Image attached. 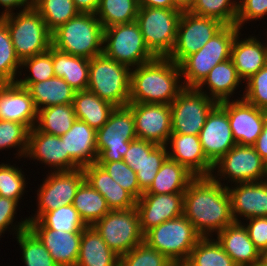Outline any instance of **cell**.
Returning a JSON list of instances; mask_svg holds the SVG:
<instances>
[{"label":"cell","instance_id":"obj_1","mask_svg":"<svg viewBox=\"0 0 267 266\" xmlns=\"http://www.w3.org/2000/svg\"><path fill=\"white\" fill-rule=\"evenodd\" d=\"M183 215L201 237H215L234 222L227 187L212 177H195L184 192Z\"/></svg>","mask_w":267,"mask_h":266},{"label":"cell","instance_id":"obj_2","mask_svg":"<svg viewBox=\"0 0 267 266\" xmlns=\"http://www.w3.org/2000/svg\"><path fill=\"white\" fill-rule=\"evenodd\" d=\"M184 88L178 64L168 57L131 69L129 103L170 105Z\"/></svg>","mask_w":267,"mask_h":266},{"label":"cell","instance_id":"obj_3","mask_svg":"<svg viewBox=\"0 0 267 266\" xmlns=\"http://www.w3.org/2000/svg\"><path fill=\"white\" fill-rule=\"evenodd\" d=\"M103 40L104 28L92 13H80L52 33L54 48L87 59L103 53Z\"/></svg>","mask_w":267,"mask_h":266},{"label":"cell","instance_id":"obj_4","mask_svg":"<svg viewBox=\"0 0 267 266\" xmlns=\"http://www.w3.org/2000/svg\"><path fill=\"white\" fill-rule=\"evenodd\" d=\"M0 18L8 27L16 56L20 61L46 52L52 46V33L33 6Z\"/></svg>","mask_w":267,"mask_h":266},{"label":"cell","instance_id":"obj_5","mask_svg":"<svg viewBox=\"0 0 267 266\" xmlns=\"http://www.w3.org/2000/svg\"><path fill=\"white\" fill-rule=\"evenodd\" d=\"M240 31L236 25H225L199 51L186 57L179 64L183 86L197 87L215 65L230 59Z\"/></svg>","mask_w":267,"mask_h":266},{"label":"cell","instance_id":"obj_6","mask_svg":"<svg viewBox=\"0 0 267 266\" xmlns=\"http://www.w3.org/2000/svg\"><path fill=\"white\" fill-rule=\"evenodd\" d=\"M131 69L104 53L90 59L87 89L115 107L129 104Z\"/></svg>","mask_w":267,"mask_h":266},{"label":"cell","instance_id":"obj_7","mask_svg":"<svg viewBox=\"0 0 267 266\" xmlns=\"http://www.w3.org/2000/svg\"><path fill=\"white\" fill-rule=\"evenodd\" d=\"M201 238L184 215L167 220L144 234V242L173 263H185Z\"/></svg>","mask_w":267,"mask_h":266},{"label":"cell","instance_id":"obj_8","mask_svg":"<svg viewBox=\"0 0 267 266\" xmlns=\"http://www.w3.org/2000/svg\"><path fill=\"white\" fill-rule=\"evenodd\" d=\"M181 14L172 8L139 7L136 22L145 44L156 57H168L174 49Z\"/></svg>","mask_w":267,"mask_h":266},{"label":"cell","instance_id":"obj_9","mask_svg":"<svg viewBox=\"0 0 267 266\" xmlns=\"http://www.w3.org/2000/svg\"><path fill=\"white\" fill-rule=\"evenodd\" d=\"M103 53L130 69L156 58L145 44L136 21L104 28Z\"/></svg>","mask_w":267,"mask_h":266},{"label":"cell","instance_id":"obj_10","mask_svg":"<svg viewBox=\"0 0 267 266\" xmlns=\"http://www.w3.org/2000/svg\"><path fill=\"white\" fill-rule=\"evenodd\" d=\"M211 177L225 187L267 180V163L253 146L236 144L214 164Z\"/></svg>","mask_w":267,"mask_h":266},{"label":"cell","instance_id":"obj_11","mask_svg":"<svg viewBox=\"0 0 267 266\" xmlns=\"http://www.w3.org/2000/svg\"><path fill=\"white\" fill-rule=\"evenodd\" d=\"M134 117L128 106L115 107L108 121L97 130L96 162L122 161L130 141L136 140Z\"/></svg>","mask_w":267,"mask_h":266},{"label":"cell","instance_id":"obj_12","mask_svg":"<svg viewBox=\"0 0 267 266\" xmlns=\"http://www.w3.org/2000/svg\"><path fill=\"white\" fill-rule=\"evenodd\" d=\"M44 173L46 176L35 192L37 209L34 208V214L27 216L28 220H38L45 212L73 204L79 186L85 181L83 168Z\"/></svg>","mask_w":267,"mask_h":266},{"label":"cell","instance_id":"obj_13","mask_svg":"<svg viewBox=\"0 0 267 266\" xmlns=\"http://www.w3.org/2000/svg\"><path fill=\"white\" fill-rule=\"evenodd\" d=\"M93 227L107 246L121 256L144 241L136 207L128 210H111Z\"/></svg>","mask_w":267,"mask_h":266},{"label":"cell","instance_id":"obj_14","mask_svg":"<svg viewBox=\"0 0 267 266\" xmlns=\"http://www.w3.org/2000/svg\"><path fill=\"white\" fill-rule=\"evenodd\" d=\"M217 101L196 87H184L171 102L172 133L199 135Z\"/></svg>","mask_w":267,"mask_h":266},{"label":"cell","instance_id":"obj_15","mask_svg":"<svg viewBox=\"0 0 267 266\" xmlns=\"http://www.w3.org/2000/svg\"><path fill=\"white\" fill-rule=\"evenodd\" d=\"M225 25L217 19L182 12L174 49L168 56L176 64L200 50Z\"/></svg>","mask_w":267,"mask_h":266},{"label":"cell","instance_id":"obj_16","mask_svg":"<svg viewBox=\"0 0 267 266\" xmlns=\"http://www.w3.org/2000/svg\"><path fill=\"white\" fill-rule=\"evenodd\" d=\"M137 139L166 145L172 134L171 107L157 103H129Z\"/></svg>","mask_w":267,"mask_h":266},{"label":"cell","instance_id":"obj_17","mask_svg":"<svg viewBox=\"0 0 267 266\" xmlns=\"http://www.w3.org/2000/svg\"><path fill=\"white\" fill-rule=\"evenodd\" d=\"M218 104L227 112L235 142L253 146L263 130L267 111L255 107L243 98L225 100Z\"/></svg>","mask_w":267,"mask_h":266},{"label":"cell","instance_id":"obj_18","mask_svg":"<svg viewBox=\"0 0 267 266\" xmlns=\"http://www.w3.org/2000/svg\"><path fill=\"white\" fill-rule=\"evenodd\" d=\"M198 136L204 154L213 165L237 144L233 138L227 112L219 104L208 114Z\"/></svg>","mask_w":267,"mask_h":266},{"label":"cell","instance_id":"obj_19","mask_svg":"<svg viewBox=\"0 0 267 266\" xmlns=\"http://www.w3.org/2000/svg\"><path fill=\"white\" fill-rule=\"evenodd\" d=\"M183 205L184 193L142 194L136 203L141 232L182 216Z\"/></svg>","mask_w":267,"mask_h":266},{"label":"cell","instance_id":"obj_20","mask_svg":"<svg viewBox=\"0 0 267 266\" xmlns=\"http://www.w3.org/2000/svg\"><path fill=\"white\" fill-rule=\"evenodd\" d=\"M231 213L234 222L267 217V180L229 185Z\"/></svg>","mask_w":267,"mask_h":266},{"label":"cell","instance_id":"obj_21","mask_svg":"<svg viewBox=\"0 0 267 266\" xmlns=\"http://www.w3.org/2000/svg\"><path fill=\"white\" fill-rule=\"evenodd\" d=\"M28 228L48 249L58 266H76L82 232L55 231L39 220H29Z\"/></svg>","mask_w":267,"mask_h":266},{"label":"cell","instance_id":"obj_22","mask_svg":"<svg viewBox=\"0 0 267 266\" xmlns=\"http://www.w3.org/2000/svg\"><path fill=\"white\" fill-rule=\"evenodd\" d=\"M25 160H33L35 165L39 162V165L49 168L46 172L68 171V153H65L64 142L60 136L38 131L35 127L29 131L28 147L23 162Z\"/></svg>","mask_w":267,"mask_h":266},{"label":"cell","instance_id":"obj_23","mask_svg":"<svg viewBox=\"0 0 267 266\" xmlns=\"http://www.w3.org/2000/svg\"><path fill=\"white\" fill-rule=\"evenodd\" d=\"M166 147L168 158L183 165L195 177H211L214 165L204 154L198 135L172 133Z\"/></svg>","mask_w":267,"mask_h":266},{"label":"cell","instance_id":"obj_24","mask_svg":"<svg viewBox=\"0 0 267 266\" xmlns=\"http://www.w3.org/2000/svg\"><path fill=\"white\" fill-rule=\"evenodd\" d=\"M96 136V129L78 119L64 135L60 136L64 142L65 153H68V170L96 163L98 157Z\"/></svg>","mask_w":267,"mask_h":266},{"label":"cell","instance_id":"obj_25","mask_svg":"<svg viewBox=\"0 0 267 266\" xmlns=\"http://www.w3.org/2000/svg\"><path fill=\"white\" fill-rule=\"evenodd\" d=\"M244 35L247 36L244 37L241 30L231 48V60L243 82L267 64V32L265 40L261 36L257 38L253 33Z\"/></svg>","mask_w":267,"mask_h":266},{"label":"cell","instance_id":"obj_26","mask_svg":"<svg viewBox=\"0 0 267 266\" xmlns=\"http://www.w3.org/2000/svg\"><path fill=\"white\" fill-rule=\"evenodd\" d=\"M38 110L29 91L17 83L0 85V119L35 127Z\"/></svg>","mask_w":267,"mask_h":266},{"label":"cell","instance_id":"obj_27","mask_svg":"<svg viewBox=\"0 0 267 266\" xmlns=\"http://www.w3.org/2000/svg\"><path fill=\"white\" fill-rule=\"evenodd\" d=\"M243 84L230 58L215 65L196 88L219 103L231 98L236 99L234 97L242 98L243 95L240 92L244 90L240 89L244 88ZM237 93L240 97L236 96Z\"/></svg>","mask_w":267,"mask_h":266},{"label":"cell","instance_id":"obj_28","mask_svg":"<svg viewBox=\"0 0 267 266\" xmlns=\"http://www.w3.org/2000/svg\"><path fill=\"white\" fill-rule=\"evenodd\" d=\"M215 238L238 266H256L262 258L242 222L226 226Z\"/></svg>","mask_w":267,"mask_h":266},{"label":"cell","instance_id":"obj_29","mask_svg":"<svg viewBox=\"0 0 267 266\" xmlns=\"http://www.w3.org/2000/svg\"><path fill=\"white\" fill-rule=\"evenodd\" d=\"M85 180L107 201L110 210H128L136 207L137 200L97 163L83 168Z\"/></svg>","mask_w":267,"mask_h":266},{"label":"cell","instance_id":"obj_30","mask_svg":"<svg viewBox=\"0 0 267 266\" xmlns=\"http://www.w3.org/2000/svg\"><path fill=\"white\" fill-rule=\"evenodd\" d=\"M26 88L37 110L59 104H73L75 90L60 77L34 83H17Z\"/></svg>","mask_w":267,"mask_h":266},{"label":"cell","instance_id":"obj_31","mask_svg":"<svg viewBox=\"0 0 267 266\" xmlns=\"http://www.w3.org/2000/svg\"><path fill=\"white\" fill-rule=\"evenodd\" d=\"M119 257L93 226L82 230L76 266H119Z\"/></svg>","mask_w":267,"mask_h":266},{"label":"cell","instance_id":"obj_32","mask_svg":"<svg viewBox=\"0 0 267 266\" xmlns=\"http://www.w3.org/2000/svg\"><path fill=\"white\" fill-rule=\"evenodd\" d=\"M90 59L74 56L53 47L55 77L63 78L75 91L87 90Z\"/></svg>","mask_w":267,"mask_h":266},{"label":"cell","instance_id":"obj_33","mask_svg":"<svg viewBox=\"0 0 267 266\" xmlns=\"http://www.w3.org/2000/svg\"><path fill=\"white\" fill-rule=\"evenodd\" d=\"M76 118L98 130L108 121L115 106L87 90L76 91L73 99Z\"/></svg>","mask_w":267,"mask_h":266},{"label":"cell","instance_id":"obj_34","mask_svg":"<svg viewBox=\"0 0 267 266\" xmlns=\"http://www.w3.org/2000/svg\"><path fill=\"white\" fill-rule=\"evenodd\" d=\"M195 178L183 165L167 158L158 170L149 189L143 194L184 193Z\"/></svg>","mask_w":267,"mask_h":266},{"label":"cell","instance_id":"obj_35","mask_svg":"<svg viewBox=\"0 0 267 266\" xmlns=\"http://www.w3.org/2000/svg\"><path fill=\"white\" fill-rule=\"evenodd\" d=\"M81 219L87 226H93L110 210L105 198L86 180L79 186L73 201Z\"/></svg>","mask_w":267,"mask_h":266},{"label":"cell","instance_id":"obj_36","mask_svg":"<svg viewBox=\"0 0 267 266\" xmlns=\"http://www.w3.org/2000/svg\"><path fill=\"white\" fill-rule=\"evenodd\" d=\"M73 104H59L38 110L35 128L38 131L61 136L76 120Z\"/></svg>","mask_w":267,"mask_h":266},{"label":"cell","instance_id":"obj_37","mask_svg":"<svg viewBox=\"0 0 267 266\" xmlns=\"http://www.w3.org/2000/svg\"><path fill=\"white\" fill-rule=\"evenodd\" d=\"M185 263L188 266H238L214 237H202Z\"/></svg>","mask_w":267,"mask_h":266},{"label":"cell","instance_id":"obj_38","mask_svg":"<svg viewBox=\"0 0 267 266\" xmlns=\"http://www.w3.org/2000/svg\"><path fill=\"white\" fill-rule=\"evenodd\" d=\"M137 0H99L95 15L103 28L135 22L138 14Z\"/></svg>","mask_w":267,"mask_h":266},{"label":"cell","instance_id":"obj_39","mask_svg":"<svg viewBox=\"0 0 267 266\" xmlns=\"http://www.w3.org/2000/svg\"><path fill=\"white\" fill-rule=\"evenodd\" d=\"M32 6L40 13L51 33L80 14L73 0H32Z\"/></svg>","mask_w":267,"mask_h":266},{"label":"cell","instance_id":"obj_40","mask_svg":"<svg viewBox=\"0 0 267 266\" xmlns=\"http://www.w3.org/2000/svg\"><path fill=\"white\" fill-rule=\"evenodd\" d=\"M14 239L21 249L23 266H58L48 249L29 228L20 231Z\"/></svg>","mask_w":267,"mask_h":266},{"label":"cell","instance_id":"obj_41","mask_svg":"<svg viewBox=\"0 0 267 266\" xmlns=\"http://www.w3.org/2000/svg\"><path fill=\"white\" fill-rule=\"evenodd\" d=\"M53 77H55V74L53 69V46H51L48 51L21 61L16 83H34Z\"/></svg>","mask_w":267,"mask_h":266},{"label":"cell","instance_id":"obj_42","mask_svg":"<svg viewBox=\"0 0 267 266\" xmlns=\"http://www.w3.org/2000/svg\"><path fill=\"white\" fill-rule=\"evenodd\" d=\"M0 163V196L16 200L20 204L25 199L22 198L24 194L30 192L25 190L28 188L27 182L30 179L22 170L23 165L18 167L15 163L12 165L11 162Z\"/></svg>","mask_w":267,"mask_h":266},{"label":"cell","instance_id":"obj_43","mask_svg":"<svg viewBox=\"0 0 267 266\" xmlns=\"http://www.w3.org/2000/svg\"><path fill=\"white\" fill-rule=\"evenodd\" d=\"M21 61L16 56L6 23L0 18V82L16 83Z\"/></svg>","mask_w":267,"mask_h":266},{"label":"cell","instance_id":"obj_44","mask_svg":"<svg viewBox=\"0 0 267 266\" xmlns=\"http://www.w3.org/2000/svg\"><path fill=\"white\" fill-rule=\"evenodd\" d=\"M38 220L48 229L55 231L82 232L87 227L73 204L45 212Z\"/></svg>","mask_w":267,"mask_h":266},{"label":"cell","instance_id":"obj_45","mask_svg":"<svg viewBox=\"0 0 267 266\" xmlns=\"http://www.w3.org/2000/svg\"><path fill=\"white\" fill-rule=\"evenodd\" d=\"M191 13L217 19L224 25H235L238 0H194Z\"/></svg>","mask_w":267,"mask_h":266},{"label":"cell","instance_id":"obj_46","mask_svg":"<svg viewBox=\"0 0 267 266\" xmlns=\"http://www.w3.org/2000/svg\"><path fill=\"white\" fill-rule=\"evenodd\" d=\"M30 129L21 123L0 119V151L15 149L14 159H24L28 147Z\"/></svg>","mask_w":267,"mask_h":266},{"label":"cell","instance_id":"obj_47","mask_svg":"<svg viewBox=\"0 0 267 266\" xmlns=\"http://www.w3.org/2000/svg\"><path fill=\"white\" fill-rule=\"evenodd\" d=\"M172 264L173 262L165 255L144 241L119 257V266H171Z\"/></svg>","mask_w":267,"mask_h":266},{"label":"cell","instance_id":"obj_48","mask_svg":"<svg viewBox=\"0 0 267 266\" xmlns=\"http://www.w3.org/2000/svg\"><path fill=\"white\" fill-rule=\"evenodd\" d=\"M96 163L136 200L142 196L143 192L140 190L136 172H134L123 160Z\"/></svg>","mask_w":267,"mask_h":266},{"label":"cell","instance_id":"obj_49","mask_svg":"<svg viewBox=\"0 0 267 266\" xmlns=\"http://www.w3.org/2000/svg\"><path fill=\"white\" fill-rule=\"evenodd\" d=\"M20 204L13 199L0 196V237L3 238L7 232L14 237L20 231L28 228V217L21 216L17 221V211L20 209ZM16 218V219H15ZM6 232V233H5ZM11 232V233H10Z\"/></svg>","mask_w":267,"mask_h":266},{"label":"cell","instance_id":"obj_50","mask_svg":"<svg viewBox=\"0 0 267 266\" xmlns=\"http://www.w3.org/2000/svg\"><path fill=\"white\" fill-rule=\"evenodd\" d=\"M168 158L166 145H157L149 155L145 156L144 163L137 168V180L140 190L146 192L152 184L158 170Z\"/></svg>","mask_w":267,"mask_h":266},{"label":"cell","instance_id":"obj_51","mask_svg":"<svg viewBox=\"0 0 267 266\" xmlns=\"http://www.w3.org/2000/svg\"><path fill=\"white\" fill-rule=\"evenodd\" d=\"M243 99L267 111V64L244 82Z\"/></svg>","mask_w":267,"mask_h":266},{"label":"cell","instance_id":"obj_52","mask_svg":"<svg viewBox=\"0 0 267 266\" xmlns=\"http://www.w3.org/2000/svg\"><path fill=\"white\" fill-rule=\"evenodd\" d=\"M264 17H266L267 20V0H238V12L235 25L240 30L246 28L248 23V26H250V22L256 23L262 19L264 21Z\"/></svg>","mask_w":267,"mask_h":266},{"label":"cell","instance_id":"obj_53","mask_svg":"<svg viewBox=\"0 0 267 266\" xmlns=\"http://www.w3.org/2000/svg\"><path fill=\"white\" fill-rule=\"evenodd\" d=\"M156 146L157 144L141 139L130 141L123 161L132 168L134 172H137V168L141 167L144 163L145 156L149 155Z\"/></svg>","mask_w":267,"mask_h":266},{"label":"cell","instance_id":"obj_54","mask_svg":"<svg viewBox=\"0 0 267 266\" xmlns=\"http://www.w3.org/2000/svg\"><path fill=\"white\" fill-rule=\"evenodd\" d=\"M242 223L255 247L263 254L267 250V217L249 218Z\"/></svg>","mask_w":267,"mask_h":266},{"label":"cell","instance_id":"obj_55","mask_svg":"<svg viewBox=\"0 0 267 266\" xmlns=\"http://www.w3.org/2000/svg\"><path fill=\"white\" fill-rule=\"evenodd\" d=\"M0 17L9 13L23 11L32 7V0H0ZM17 8V9H16Z\"/></svg>","mask_w":267,"mask_h":266},{"label":"cell","instance_id":"obj_56","mask_svg":"<svg viewBox=\"0 0 267 266\" xmlns=\"http://www.w3.org/2000/svg\"><path fill=\"white\" fill-rule=\"evenodd\" d=\"M256 152L261 156V158L267 163V118L261 134L253 145Z\"/></svg>","mask_w":267,"mask_h":266},{"label":"cell","instance_id":"obj_57","mask_svg":"<svg viewBox=\"0 0 267 266\" xmlns=\"http://www.w3.org/2000/svg\"><path fill=\"white\" fill-rule=\"evenodd\" d=\"M80 13L95 14L99 5V0H73Z\"/></svg>","mask_w":267,"mask_h":266},{"label":"cell","instance_id":"obj_58","mask_svg":"<svg viewBox=\"0 0 267 266\" xmlns=\"http://www.w3.org/2000/svg\"><path fill=\"white\" fill-rule=\"evenodd\" d=\"M139 7L172 8L171 0H137Z\"/></svg>","mask_w":267,"mask_h":266},{"label":"cell","instance_id":"obj_59","mask_svg":"<svg viewBox=\"0 0 267 266\" xmlns=\"http://www.w3.org/2000/svg\"><path fill=\"white\" fill-rule=\"evenodd\" d=\"M172 9H177L181 12H188L191 10L194 0H171Z\"/></svg>","mask_w":267,"mask_h":266},{"label":"cell","instance_id":"obj_60","mask_svg":"<svg viewBox=\"0 0 267 266\" xmlns=\"http://www.w3.org/2000/svg\"><path fill=\"white\" fill-rule=\"evenodd\" d=\"M256 266H267V261L262 257Z\"/></svg>","mask_w":267,"mask_h":266},{"label":"cell","instance_id":"obj_61","mask_svg":"<svg viewBox=\"0 0 267 266\" xmlns=\"http://www.w3.org/2000/svg\"><path fill=\"white\" fill-rule=\"evenodd\" d=\"M171 266H188L186 263H173Z\"/></svg>","mask_w":267,"mask_h":266},{"label":"cell","instance_id":"obj_62","mask_svg":"<svg viewBox=\"0 0 267 266\" xmlns=\"http://www.w3.org/2000/svg\"><path fill=\"white\" fill-rule=\"evenodd\" d=\"M262 257L267 261V250L262 254Z\"/></svg>","mask_w":267,"mask_h":266}]
</instances>
